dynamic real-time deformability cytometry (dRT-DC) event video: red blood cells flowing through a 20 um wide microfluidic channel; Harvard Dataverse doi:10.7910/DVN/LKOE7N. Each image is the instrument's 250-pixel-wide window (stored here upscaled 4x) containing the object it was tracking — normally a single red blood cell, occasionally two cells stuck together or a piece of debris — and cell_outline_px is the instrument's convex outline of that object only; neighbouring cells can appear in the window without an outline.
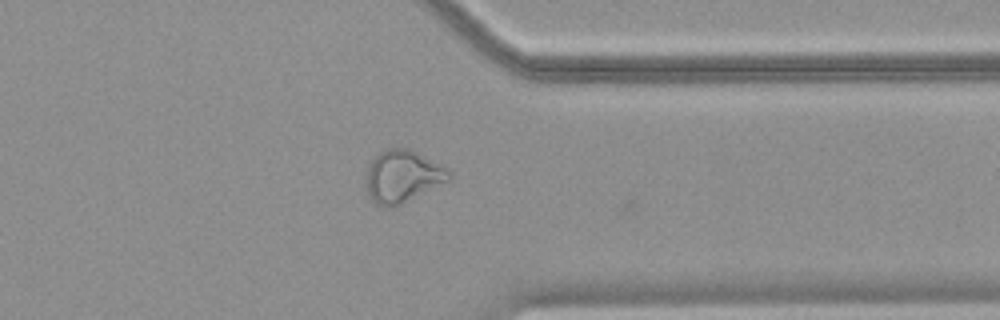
{"species": "common noctule bat (a hibernating species)", "species_latin": "Nyctalus noctula", "temperature_condition": "warm", "stored_images_in_passage": 46, "camera_frame_rate_fps": 3000, "um_per_image_px": 0.085, "animal": {"sex": "female", "body_mass_g": 18.4}, "frame": {"image": 1, "passage_image": 39, "time_ms": 12.667, "image_size_px": [1000, 320], "cell_outline_px": [[452, 180], [396, 208], [388, 208], [376, 204], [368, 196], [364, 188], [368, 168], [372, 160], [380, 152], [388, 148], [408, 148], [448, 168], [452, 172]], "centroid_in_image_um": [34.24, 15.04], "position_along_channel_um": 377.2, "area_um2": 25.95}}
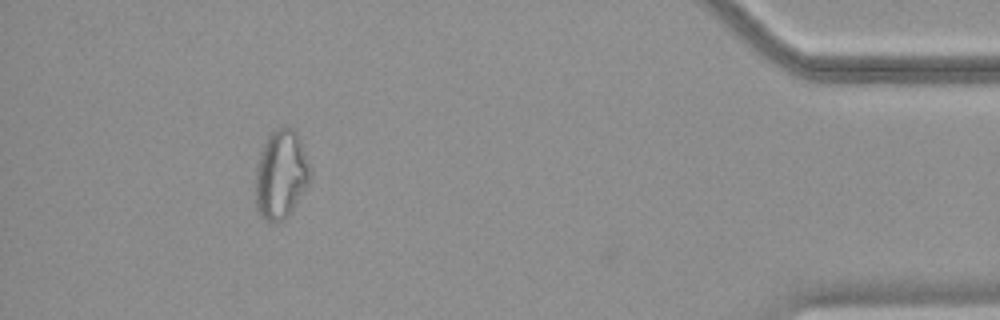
{"frame": {"image": 2, "passage_image": 45, "time_ms": 14.667, "image_size_px": [1000, 320], "cell_outline_px": [[312, 176], [308, 184], [288, 216], [284, 220], [276, 224], [268, 224], [260, 216], [256, 208], [256, 168], [260, 152], [268, 136], [276, 128], [284, 124], [292, 128], [296, 132], [300, 140], [312, 168]], "centroid_in_image_um": [23.89, 14.85], "position_along_channel_um": 411.3, "area_um2": 28.84}}